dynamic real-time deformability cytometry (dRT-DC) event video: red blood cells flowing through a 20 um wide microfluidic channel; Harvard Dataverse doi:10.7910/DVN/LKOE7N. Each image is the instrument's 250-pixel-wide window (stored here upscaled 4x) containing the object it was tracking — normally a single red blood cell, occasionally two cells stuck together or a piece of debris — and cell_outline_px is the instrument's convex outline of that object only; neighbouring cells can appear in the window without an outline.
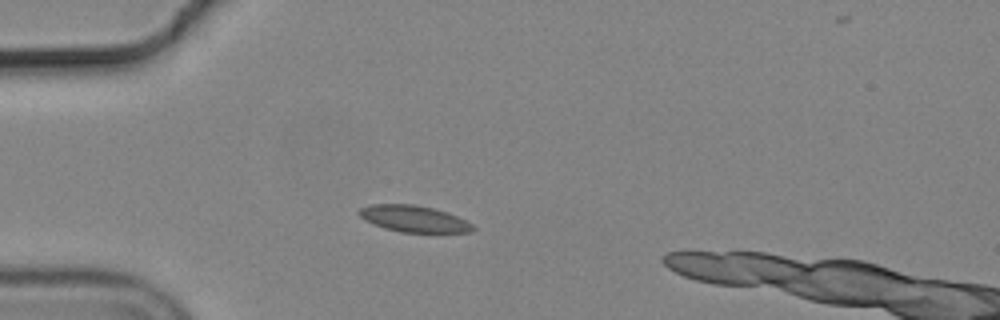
{"species": "common noctule bat (a hibernating species)", "species_latin": "Nyctalus noctula", "temperature_condition": "cold", "stored_images_in_passage": 43, "camera_frame_rate_fps": 3000, "um_per_image_px": 0.085, "animal": {"sex": "male", "body_mass_g": 19.2, "forearm_length_mm": 51.8}, "frame": {"image": 1, "passage_image": 10, "time_ms": 3.0, "image_size_px": [1000, 320], "cell_outline_px": [[476, 228], [472, 232], [400, 232], [384, 228], [372, 224], [364, 220], [356, 212], [360, 208], [368, 204], [416, 204], [432, 208], [456, 216], [472, 224]], "centroid_in_image_um": [35.11, 18.59], "position_along_channel_um": 49.9, "area_um2": 17.57}}
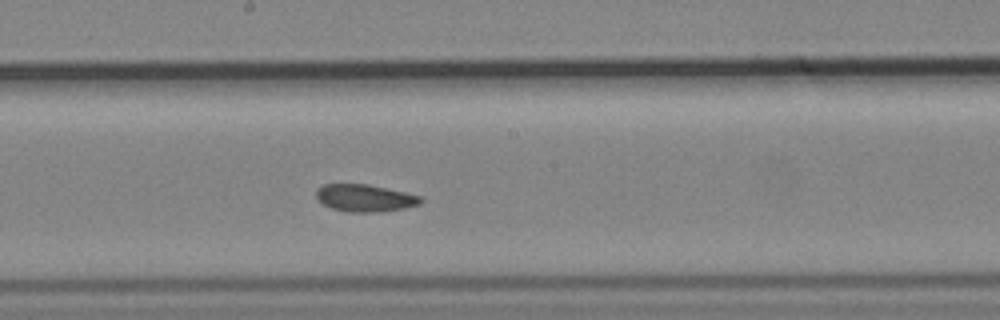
{"frame": {"image": 2, "passage_image": 25, "time_ms": 8.0, "image_size_px": [1000, 320], "cell_outline_px": [[424, 200], [420, 204], [404, 208], [376, 212], [348, 212], [332, 208], [324, 204], [316, 196], [316, 188], [324, 184], [368, 184], [404, 192], [420, 196]], "centroid_in_image_um": [31.01, 16.83], "position_along_channel_um": 217.2, "area_um2": 16.47}}
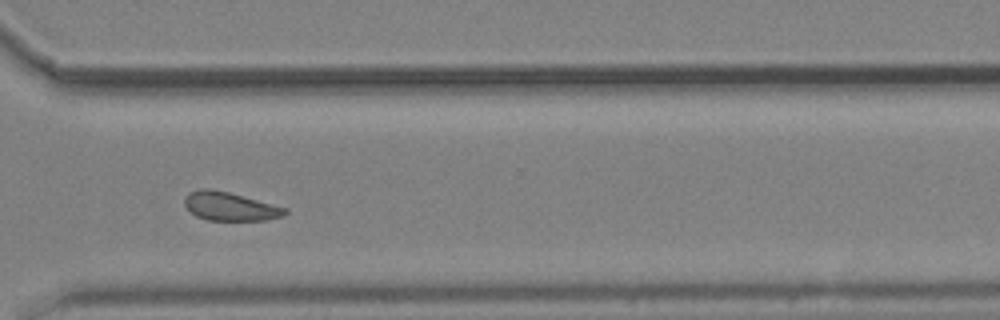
{"frame": {"image": 3, "passage_image": 36, "time_ms": 11.667, "image_size_px": [1000, 320], "cell_outline_px": [[288, 212], [284, 216], [264, 220], [208, 220], [196, 216], [184, 204], [184, 196], [188, 192], [200, 188], [208, 188], [228, 192], [288, 208]], "centroid_in_image_um": [19.54, 17.54], "position_along_channel_um": 351.1, "area_um2": 16.7}, "authors_computed_cell_mechanics": {"area_um2": 17.2244, "velocity_mm_per_s": 3.6531, "shape_relaxation_time_tau1_ms": 4.1894, "shape_relaxation_time_tau2_ms": 2.8761, "deformation_change_tau1": 0.0742, "deformation_change_tau2": 0.0695}}